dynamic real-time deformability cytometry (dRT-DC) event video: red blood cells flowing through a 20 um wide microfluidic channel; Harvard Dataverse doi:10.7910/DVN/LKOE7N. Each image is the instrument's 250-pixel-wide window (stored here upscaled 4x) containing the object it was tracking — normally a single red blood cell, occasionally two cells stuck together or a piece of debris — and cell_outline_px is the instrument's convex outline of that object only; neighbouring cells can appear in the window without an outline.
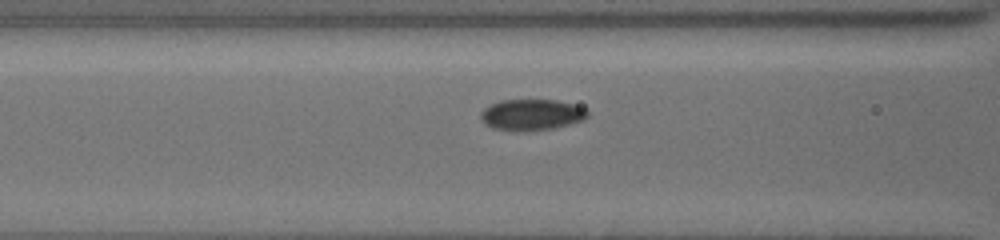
{"species": "common noctule bat (a hibernating species)", "species_latin": "Nyctalus noctula", "temperature_condition": "cold", "stored_images_in_passage": 20, "camera_frame_rate_fps": 3000, "um_per_image_px": 0.085, "animal": {"sex": "female", "body_mass_g": 19.5, "forearm_length_mm": 54.1}, "frame": {"image": 1, "passage_image": 18, "time_ms": 5.667, "image_size_px": [1000, 240], "cell_outline_px": [[588, 116], [584, 120], [552, 128], [496, 128], [484, 124], [480, 116], [480, 112], [484, 108], [500, 100], [556, 100], [572, 104], [584, 108], [588, 112]], "centroid_in_image_um": [45.2, 9.7], "position_along_channel_um": 121.4, "area_um2": 18.44}}